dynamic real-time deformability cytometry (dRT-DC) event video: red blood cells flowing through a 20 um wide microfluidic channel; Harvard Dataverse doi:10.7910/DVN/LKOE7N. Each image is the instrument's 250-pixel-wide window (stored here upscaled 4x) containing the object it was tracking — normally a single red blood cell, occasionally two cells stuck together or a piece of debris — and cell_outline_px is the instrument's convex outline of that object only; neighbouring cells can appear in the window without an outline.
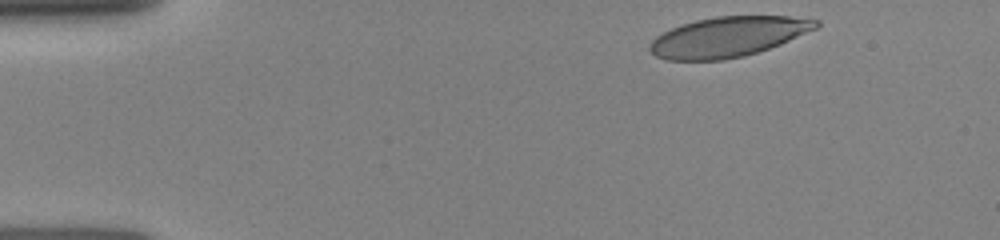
{"species": "human", "species_latin": "Homo sapiens", "temperature_condition": "room temperature", "stored_images_in_passage": 9, "camera_frame_rate_fps": 3000, "um_per_image_px": 0.085, "donor": {"sex": "female"}, "frame": {"image": 1, "passage_image": 1, "time_ms": 0.0, "image_size_px": [1000, 240], "cell_outline_px": [[820, 24], [816, 28], [780, 44], [744, 56], [724, 60], [664, 60], [656, 56], [648, 48], [648, 44], [656, 36], [672, 28], [696, 20], [716, 16], [788, 16], [820, 20]], "centroid_in_image_um": [61.86, 3.13], "position_along_channel_um": 23.1, "area_um2": 38.61}}
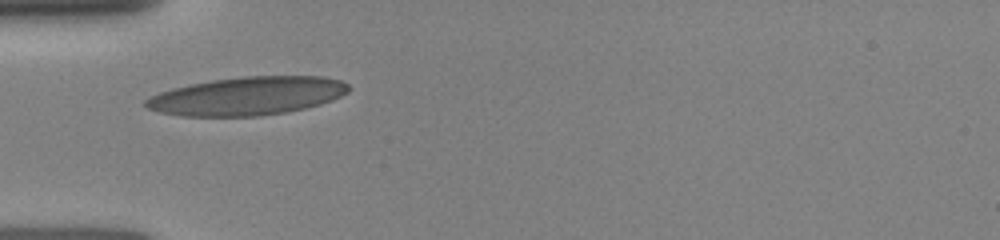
{"frame": {"image": 2, "passage_image": 7, "time_ms": 3.0, "image_size_px": [1000, 240], "cell_outline_px": [[352, 88], [348, 92], [332, 100], [320, 104], [304, 108], [284, 112], [260, 116], [180, 116], [160, 112], [148, 108], [144, 104], [144, 100], [148, 96], [172, 88], [188, 84], [212, 80], [244, 76], [324, 76], [340, 80], [348, 84]], "centroid_in_image_um": [21.01, 8.15], "position_along_channel_um": 64.0, "area_um2": 45.43}}